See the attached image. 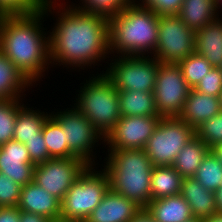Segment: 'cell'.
I'll use <instances>...</instances> for the list:
<instances>
[{
	"label": "cell",
	"mask_w": 222,
	"mask_h": 222,
	"mask_svg": "<svg viewBox=\"0 0 222 222\" xmlns=\"http://www.w3.org/2000/svg\"><path fill=\"white\" fill-rule=\"evenodd\" d=\"M216 1V5H217V7H218V9H219V5L221 4L222 5V0H215Z\"/></svg>",
	"instance_id": "cell-45"
},
{
	"label": "cell",
	"mask_w": 222,
	"mask_h": 222,
	"mask_svg": "<svg viewBox=\"0 0 222 222\" xmlns=\"http://www.w3.org/2000/svg\"><path fill=\"white\" fill-rule=\"evenodd\" d=\"M202 222H222V212H215L210 217L202 219Z\"/></svg>",
	"instance_id": "cell-41"
},
{
	"label": "cell",
	"mask_w": 222,
	"mask_h": 222,
	"mask_svg": "<svg viewBox=\"0 0 222 222\" xmlns=\"http://www.w3.org/2000/svg\"><path fill=\"white\" fill-rule=\"evenodd\" d=\"M130 222H156L146 208H141Z\"/></svg>",
	"instance_id": "cell-40"
},
{
	"label": "cell",
	"mask_w": 222,
	"mask_h": 222,
	"mask_svg": "<svg viewBox=\"0 0 222 222\" xmlns=\"http://www.w3.org/2000/svg\"><path fill=\"white\" fill-rule=\"evenodd\" d=\"M194 90L209 96L219 97L222 92V72L219 67H213Z\"/></svg>",
	"instance_id": "cell-35"
},
{
	"label": "cell",
	"mask_w": 222,
	"mask_h": 222,
	"mask_svg": "<svg viewBox=\"0 0 222 222\" xmlns=\"http://www.w3.org/2000/svg\"><path fill=\"white\" fill-rule=\"evenodd\" d=\"M216 202H217V210L222 212V186L215 192Z\"/></svg>",
	"instance_id": "cell-43"
},
{
	"label": "cell",
	"mask_w": 222,
	"mask_h": 222,
	"mask_svg": "<svg viewBox=\"0 0 222 222\" xmlns=\"http://www.w3.org/2000/svg\"><path fill=\"white\" fill-rule=\"evenodd\" d=\"M50 115L39 110L23 106L17 114L13 140L26 144L28 140L37 138L43 129V124Z\"/></svg>",
	"instance_id": "cell-26"
},
{
	"label": "cell",
	"mask_w": 222,
	"mask_h": 222,
	"mask_svg": "<svg viewBox=\"0 0 222 222\" xmlns=\"http://www.w3.org/2000/svg\"><path fill=\"white\" fill-rule=\"evenodd\" d=\"M104 170L110 188L140 208H146L151 198L153 165L144 149L108 150Z\"/></svg>",
	"instance_id": "cell-4"
},
{
	"label": "cell",
	"mask_w": 222,
	"mask_h": 222,
	"mask_svg": "<svg viewBox=\"0 0 222 222\" xmlns=\"http://www.w3.org/2000/svg\"><path fill=\"white\" fill-rule=\"evenodd\" d=\"M19 222H53L48 217L40 214L29 213L19 210Z\"/></svg>",
	"instance_id": "cell-39"
},
{
	"label": "cell",
	"mask_w": 222,
	"mask_h": 222,
	"mask_svg": "<svg viewBox=\"0 0 222 222\" xmlns=\"http://www.w3.org/2000/svg\"><path fill=\"white\" fill-rule=\"evenodd\" d=\"M70 7H59L58 14L63 11L49 35L50 62L84 70L110 53L108 18Z\"/></svg>",
	"instance_id": "cell-1"
},
{
	"label": "cell",
	"mask_w": 222,
	"mask_h": 222,
	"mask_svg": "<svg viewBox=\"0 0 222 222\" xmlns=\"http://www.w3.org/2000/svg\"><path fill=\"white\" fill-rule=\"evenodd\" d=\"M46 0H0L1 14L34 13L44 9Z\"/></svg>",
	"instance_id": "cell-34"
},
{
	"label": "cell",
	"mask_w": 222,
	"mask_h": 222,
	"mask_svg": "<svg viewBox=\"0 0 222 222\" xmlns=\"http://www.w3.org/2000/svg\"><path fill=\"white\" fill-rule=\"evenodd\" d=\"M93 169L88 166L66 192L61 202V221L85 222L109 190L106 171Z\"/></svg>",
	"instance_id": "cell-6"
},
{
	"label": "cell",
	"mask_w": 222,
	"mask_h": 222,
	"mask_svg": "<svg viewBox=\"0 0 222 222\" xmlns=\"http://www.w3.org/2000/svg\"><path fill=\"white\" fill-rule=\"evenodd\" d=\"M180 194L190 206L194 218L210 217L218 211L215 192L206 189L194 177L183 178Z\"/></svg>",
	"instance_id": "cell-18"
},
{
	"label": "cell",
	"mask_w": 222,
	"mask_h": 222,
	"mask_svg": "<svg viewBox=\"0 0 222 222\" xmlns=\"http://www.w3.org/2000/svg\"><path fill=\"white\" fill-rule=\"evenodd\" d=\"M88 166L79 158H52L35 166L33 181L62 202L68 189Z\"/></svg>",
	"instance_id": "cell-12"
},
{
	"label": "cell",
	"mask_w": 222,
	"mask_h": 222,
	"mask_svg": "<svg viewBox=\"0 0 222 222\" xmlns=\"http://www.w3.org/2000/svg\"><path fill=\"white\" fill-rule=\"evenodd\" d=\"M177 64L181 67L183 77L191 89H194L201 79L213 68L203 56L196 52L181 59Z\"/></svg>",
	"instance_id": "cell-29"
},
{
	"label": "cell",
	"mask_w": 222,
	"mask_h": 222,
	"mask_svg": "<svg viewBox=\"0 0 222 222\" xmlns=\"http://www.w3.org/2000/svg\"><path fill=\"white\" fill-rule=\"evenodd\" d=\"M220 111L219 97L209 96L190 89L187 100L178 118L195 129L202 122L212 118Z\"/></svg>",
	"instance_id": "cell-17"
},
{
	"label": "cell",
	"mask_w": 222,
	"mask_h": 222,
	"mask_svg": "<svg viewBox=\"0 0 222 222\" xmlns=\"http://www.w3.org/2000/svg\"><path fill=\"white\" fill-rule=\"evenodd\" d=\"M209 151L207 144L195 136L177 154L172 166L183 178L193 177Z\"/></svg>",
	"instance_id": "cell-24"
},
{
	"label": "cell",
	"mask_w": 222,
	"mask_h": 222,
	"mask_svg": "<svg viewBox=\"0 0 222 222\" xmlns=\"http://www.w3.org/2000/svg\"><path fill=\"white\" fill-rule=\"evenodd\" d=\"M0 222H19L18 207H0Z\"/></svg>",
	"instance_id": "cell-38"
},
{
	"label": "cell",
	"mask_w": 222,
	"mask_h": 222,
	"mask_svg": "<svg viewBox=\"0 0 222 222\" xmlns=\"http://www.w3.org/2000/svg\"><path fill=\"white\" fill-rule=\"evenodd\" d=\"M158 23L159 16L152 10L135 3L127 5L108 18L110 54H154L158 42Z\"/></svg>",
	"instance_id": "cell-3"
},
{
	"label": "cell",
	"mask_w": 222,
	"mask_h": 222,
	"mask_svg": "<svg viewBox=\"0 0 222 222\" xmlns=\"http://www.w3.org/2000/svg\"><path fill=\"white\" fill-rule=\"evenodd\" d=\"M217 9L215 0H183L177 15L196 32L219 18Z\"/></svg>",
	"instance_id": "cell-21"
},
{
	"label": "cell",
	"mask_w": 222,
	"mask_h": 222,
	"mask_svg": "<svg viewBox=\"0 0 222 222\" xmlns=\"http://www.w3.org/2000/svg\"><path fill=\"white\" fill-rule=\"evenodd\" d=\"M54 1L46 0L44 9L34 13L0 15V52H2L33 84L51 64L49 35L42 21ZM42 29V30H41ZM49 61V62H48ZM50 63V64H49Z\"/></svg>",
	"instance_id": "cell-2"
},
{
	"label": "cell",
	"mask_w": 222,
	"mask_h": 222,
	"mask_svg": "<svg viewBox=\"0 0 222 222\" xmlns=\"http://www.w3.org/2000/svg\"><path fill=\"white\" fill-rule=\"evenodd\" d=\"M35 164L25 144L10 140L0 146V172L21 186L33 181Z\"/></svg>",
	"instance_id": "cell-14"
},
{
	"label": "cell",
	"mask_w": 222,
	"mask_h": 222,
	"mask_svg": "<svg viewBox=\"0 0 222 222\" xmlns=\"http://www.w3.org/2000/svg\"><path fill=\"white\" fill-rule=\"evenodd\" d=\"M195 52L213 67L222 64V20L215 21L195 32Z\"/></svg>",
	"instance_id": "cell-19"
},
{
	"label": "cell",
	"mask_w": 222,
	"mask_h": 222,
	"mask_svg": "<svg viewBox=\"0 0 222 222\" xmlns=\"http://www.w3.org/2000/svg\"><path fill=\"white\" fill-rule=\"evenodd\" d=\"M67 109L55 114L51 113L50 116L61 126L70 152L87 165L93 166L95 159L92 158L95 156L92 150L96 142H99L100 139L104 140V138L76 107Z\"/></svg>",
	"instance_id": "cell-10"
},
{
	"label": "cell",
	"mask_w": 222,
	"mask_h": 222,
	"mask_svg": "<svg viewBox=\"0 0 222 222\" xmlns=\"http://www.w3.org/2000/svg\"><path fill=\"white\" fill-rule=\"evenodd\" d=\"M140 209L133 201L109 188L85 222H130Z\"/></svg>",
	"instance_id": "cell-15"
},
{
	"label": "cell",
	"mask_w": 222,
	"mask_h": 222,
	"mask_svg": "<svg viewBox=\"0 0 222 222\" xmlns=\"http://www.w3.org/2000/svg\"><path fill=\"white\" fill-rule=\"evenodd\" d=\"M219 99H220V107H221V111H222V92H221V94L219 96Z\"/></svg>",
	"instance_id": "cell-46"
},
{
	"label": "cell",
	"mask_w": 222,
	"mask_h": 222,
	"mask_svg": "<svg viewBox=\"0 0 222 222\" xmlns=\"http://www.w3.org/2000/svg\"><path fill=\"white\" fill-rule=\"evenodd\" d=\"M206 189L216 192L222 186V164L211 150L193 176Z\"/></svg>",
	"instance_id": "cell-28"
},
{
	"label": "cell",
	"mask_w": 222,
	"mask_h": 222,
	"mask_svg": "<svg viewBox=\"0 0 222 222\" xmlns=\"http://www.w3.org/2000/svg\"><path fill=\"white\" fill-rule=\"evenodd\" d=\"M160 116H123L104 138L108 150L144 149Z\"/></svg>",
	"instance_id": "cell-13"
},
{
	"label": "cell",
	"mask_w": 222,
	"mask_h": 222,
	"mask_svg": "<svg viewBox=\"0 0 222 222\" xmlns=\"http://www.w3.org/2000/svg\"><path fill=\"white\" fill-rule=\"evenodd\" d=\"M195 136L211 149L222 143V111L195 128Z\"/></svg>",
	"instance_id": "cell-31"
},
{
	"label": "cell",
	"mask_w": 222,
	"mask_h": 222,
	"mask_svg": "<svg viewBox=\"0 0 222 222\" xmlns=\"http://www.w3.org/2000/svg\"><path fill=\"white\" fill-rule=\"evenodd\" d=\"M187 222H202V219H199V218H192L190 219L189 221Z\"/></svg>",
	"instance_id": "cell-44"
},
{
	"label": "cell",
	"mask_w": 222,
	"mask_h": 222,
	"mask_svg": "<svg viewBox=\"0 0 222 222\" xmlns=\"http://www.w3.org/2000/svg\"><path fill=\"white\" fill-rule=\"evenodd\" d=\"M25 146L29 152L31 162L35 165L52 159L49 156L46 143L43 139L42 131L37 134V138H32L31 140H28Z\"/></svg>",
	"instance_id": "cell-37"
},
{
	"label": "cell",
	"mask_w": 222,
	"mask_h": 222,
	"mask_svg": "<svg viewBox=\"0 0 222 222\" xmlns=\"http://www.w3.org/2000/svg\"><path fill=\"white\" fill-rule=\"evenodd\" d=\"M22 99H0V146L13 140L18 111L24 106ZM21 105V106H20Z\"/></svg>",
	"instance_id": "cell-30"
},
{
	"label": "cell",
	"mask_w": 222,
	"mask_h": 222,
	"mask_svg": "<svg viewBox=\"0 0 222 222\" xmlns=\"http://www.w3.org/2000/svg\"><path fill=\"white\" fill-rule=\"evenodd\" d=\"M42 134L51 158H76L70 152L68 144L65 143L61 126L51 116L44 122Z\"/></svg>",
	"instance_id": "cell-27"
},
{
	"label": "cell",
	"mask_w": 222,
	"mask_h": 222,
	"mask_svg": "<svg viewBox=\"0 0 222 222\" xmlns=\"http://www.w3.org/2000/svg\"><path fill=\"white\" fill-rule=\"evenodd\" d=\"M210 150L217 157L218 161L222 164V143L215 145Z\"/></svg>",
	"instance_id": "cell-42"
},
{
	"label": "cell",
	"mask_w": 222,
	"mask_h": 222,
	"mask_svg": "<svg viewBox=\"0 0 222 222\" xmlns=\"http://www.w3.org/2000/svg\"><path fill=\"white\" fill-rule=\"evenodd\" d=\"M195 52V31L178 15H161L158 42L153 56L160 63H178Z\"/></svg>",
	"instance_id": "cell-9"
},
{
	"label": "cell",
	"mask_w": 222,
	"mask_h": 222,
	"mask_svg": "<svg viewBox=\"0 0 222 222\" xmlns=\"http://www.w3.org/2000/svg\"><path fill=\"white\" fill-rule=\"evenodd\" d=\"M32 83L0 52V99H21L25 87Z\"/></svg>",
	"instance_id": "cell-22"
},
{
	"label": "cell",
	"mask_w": 222,
	"mask_h": 222,
	"mask_svg": "<svg viewBox=\"0 0 222 222\" xmlns=\"http://www.w3.org/2000/svg\"><path fill=\"white\" fill-rule=\"evenodd\" d=\"M183 0H142L141 3H135L138 6L152 10L158 16L177 15L182 6Z\"/></svg>",
	"instance_id": "cell-36"
},
{
	"label": "cell",
	"mask_w": 222,
	"mask_h": 222,
	"mask_svg": "<svg viewBox=\"0 0 222 222\" xmlns=\"http://www.w3.org/2000/svg\"><path fill=\"white\" fill-rule=\"evenodd\" d=\"M22 186L0 172V207H18Z\"/></svg>",
	"instance_id": "cell-33"
},
{
	"label": "cell",
	"mask_w": 222,
	"mask_h": 222,
	"mask_svg": "<svg viewBox=\"0 0 222 222\" xmlns=\"http://www.w3.org/2000/svg\"><path fill=\"white\" fill-rule=\"evenodd\" d=\"M195 137V129L178 117L161 118L144 151L153 166H172L177 154Z\"/></svg>",
	"instance_id": "cell-7"
},
{
	"label": "cell",
	"mask_w": 222,
	"mask_h": 222,
	"mask_svg": "<svg viewBox=\"0 0 222 222\" xmlns=\"http://www.w3.org/2000/svg\"><path fill=\"white\" fill-rule=\"evenodd\" d=\"M91 78L78 91L75 107L105 138L121 118L118 91L104 72Z\"/></svg>",
	"instance_id": "cell-5"
},
{
	"label": "cell",
	"mask_w": 222,
	"mask_h": 222,
	"mask_svg": "<svg viewBox=\"0 0 222 222\" xmlns=\"http://www.w3.org/2000/svg\"><path fill=\"white\" fill-rule=\"evenodd\" d=\"M146 209L156 222H187L194 218L181 194L151 200Z\"/></svg>",
	"instance_id": "cell-20"
},
{
	"label": "cell",
	"mask_w": 222,
	"mask_h": 222,
	"mask_svg": "<svg viewBox=\"0 0 222 222\" xmlns=\"http://www.w3.org/2000/svg\"><path fill=\"white\" fill-rule=\"evenodd\" d=\"M53 222H68V221H61V220H60V221H53Z\"/></svg>",
	"instance_id": "cell-48"
},
{
	"label": "cell",
	"mask_w": 222,
	"mask_h": 222,
	"mask_svg": "<svg viewBox=\"0 0 222 222\" xmlns=\"http://www.w3.org/2000/svg\"><path fill=\"white\" fill-rule=\"evenodd\" d=\"M128 4H134L136 0H125Z\"/></svg>",
	"instance_id": "cell-47"
},
{
	"label": "cell",
	"mask_w": 222,
	"mask_h": 222,
	"mask_svg": "<svg viewBox=\"0 0 222 222\" xmlns=\"http://www.w3.org/2000/svg\"><path fill=\"white\" fill-rule=\"evenodd\" d=\"M18 209L60 221L61 202L34 181L22 186Z\"/></svg>",
	"instance_id": "cell-16"
},
{
	"label": "cell",
	"mask_w": 222,
	"mask_h": 222,
	"mask_svg": "<svg viewBox=\"0 0 222 222\" xmlns=\"http://www.w3.org/2000/svg\"><path fill=\"white\" fill-rule=\"evenodd\" d=\"M120 115L123 116H159L153 92L118 91Z\"/></svg>",
	"instance_id": "cell-23"
},
{
	"label": "cell",
	"mask_w": 222,
	"mask_h": 222,
	"mask_svg": "<svg viewBox=\"0 0 222 222\" xmlns=\"http://www.w3.org/2000/svg\"><path fill=\"white\" fill-rule=\"evenodd\" d=\"M190 89L177 63H160L153 91L159 116L178 117Z\"/></svg>",
	"instance_id": "cell-11"
},
{
	"label": "cell",
	"mask_w": 222,
	"mask_h": 222,
	"mask_svg": "<svg viewBox=\"0 0 222 222\" xmlns=\"http://www.w3.org/2000/svg\"><path fill=\"white\" fill-rule=\"evenodd\" d=\"M119 56L104 73L116 90L153 92L160 62L149 55Z\"/></svg>",
	"instance_id": "cell-8"
},
{
	"label": "cell",
	"mask_w": 222,
	"mask_h": 222,
	"mask_svg": "<svg viewBox=\"0 0 222 222\" xmlns=\"http://www.w3.org/2000/svg\"><path fill=\"white\" fill-rule=\"evenodd\" d=\"M83 1L81 7L80 5L75 8L77 10L103 15L107 18L117 14L127 5H129L125 0H81Z\"/></svg>",
	"instance_id": "cell-32"
},
{
	"label": "cell",
	"mask_w": 222,
	"mask_h": 222,
	"mask_svg": "<svg viewBox=\"0 0 222 222\" xmlns=\"http://www.w3.org/2000/svg\"><path fill=\"white\" fill-rule=\"evenodd\" d=\"M183 177L173 166H153L151 176V198L161 199L181 192Z\"/></svg>",
	"instance_id": "cell-25"
}]
</instances>
